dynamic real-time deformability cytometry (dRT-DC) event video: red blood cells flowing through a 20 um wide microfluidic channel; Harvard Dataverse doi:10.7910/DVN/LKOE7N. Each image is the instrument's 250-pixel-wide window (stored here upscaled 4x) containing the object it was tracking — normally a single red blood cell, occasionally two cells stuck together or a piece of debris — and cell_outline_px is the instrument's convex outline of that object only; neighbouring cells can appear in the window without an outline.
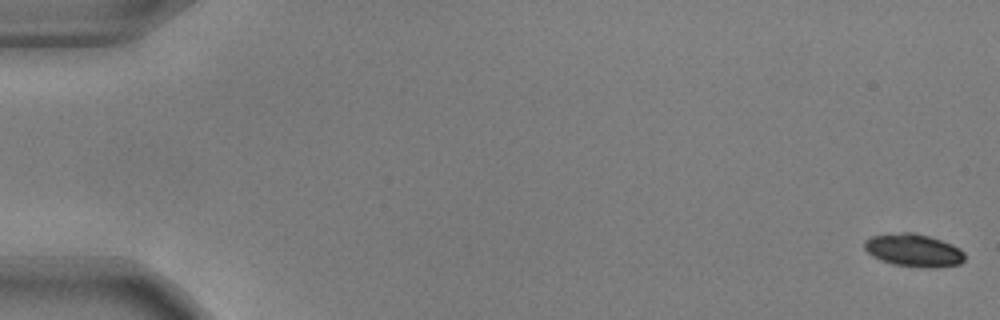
{"species": "common noctule bat (a hibernating species)", "species_latin": "Nyctalus noctula", "temperature_condition": "warm", "stored_images_in_passage": 4, "camera_frame_rate_fps": 3000, "um_per_image_px": 0.085, "animal": {"sex": "male", "body_mass_g": 17.9, "forearm_length_mm": 54.2}, "frame": {"image": 1, "passage_image": 1, "time_ms": 0.0, "image_size_px": [1000, 320], "cell_outline_px": [[964, 260], [960, 264], [892, 264], [880, 260], [872, 256], [864, 248], [864, 240], [872, 236], [900, 232], [912, 232], [928, 236], [952, 244], [960, 248], [964, 252]], "centroid_in_image_um": [77.58, 21.2], "position_along_channel_um": 7.4, "area_um2": 18.15}}